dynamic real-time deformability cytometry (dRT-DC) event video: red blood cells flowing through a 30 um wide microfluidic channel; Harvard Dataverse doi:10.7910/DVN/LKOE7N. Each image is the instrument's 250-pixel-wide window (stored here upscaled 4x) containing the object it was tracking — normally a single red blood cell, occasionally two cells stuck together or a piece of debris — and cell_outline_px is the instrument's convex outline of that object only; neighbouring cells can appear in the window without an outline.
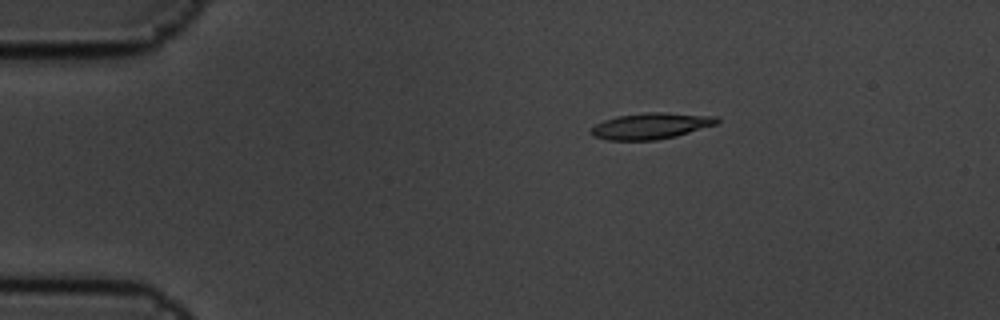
{"species": "common noctule bat (a hibernating species)", "species_latin": "Nyctalus noctula", "temperature_condition": "cold", "stored_images_in_passage": 3, "camera_frame_rate_fps": 3000, "um_per_image_px": 0.085, "animal": {"sex": "male", "body_mass_g": 19.5, "forearm_length_mm": 54.6}, "frame": {"image": 1, "passage_image": 1, "time_ms": 0.0, "image_size_px": [1000, 320], "cell_outline_px": [[720, 120], [716, 124], [676, 136], [656, 140], [608, 140], [592, 136], [588, 132], [596, 124], [604, 120], [620, 116], [648, 112], [664, 112], [716, 116]], "centroid_in_image_um": [55.31, 10.71], "position_along_channel_um": 29.7, "area_um2": 19.07}}